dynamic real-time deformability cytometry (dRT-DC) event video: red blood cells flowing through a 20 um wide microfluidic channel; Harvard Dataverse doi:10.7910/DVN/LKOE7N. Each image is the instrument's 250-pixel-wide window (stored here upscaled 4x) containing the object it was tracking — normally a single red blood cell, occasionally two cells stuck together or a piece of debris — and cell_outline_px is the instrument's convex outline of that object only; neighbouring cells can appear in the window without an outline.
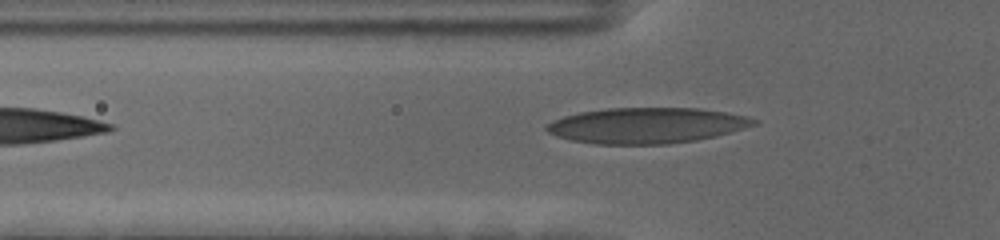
{"species": "human", "species_latin": "Homo sapiens", "temperature_condition": "cold", "stored_images_in_passage": 38, "camera_frame_rate_fps": 3000, "um_per_image_px": 0.085, "donor": {"sex": "female"}, "frame": {"image": 1, "passage_image": 4, "time_ms": 1.0, "image_size_px": [1000, 240], "cell_outline_px": [[760, 120], [756, 124], [744, 128], [716, 136], [696, 140], [668, 144], [592, 144], [572, 140], [556, 136], [548, 132], [544, 128], [552, 120], [564, 116], [580, 112], [608, 108], [696, 108], [724, 112], [744, 116]], "centroid_in_image_um": [54.93, 10.67], "position_along_channel_um": 70.9, "area_um2": 43.0}}
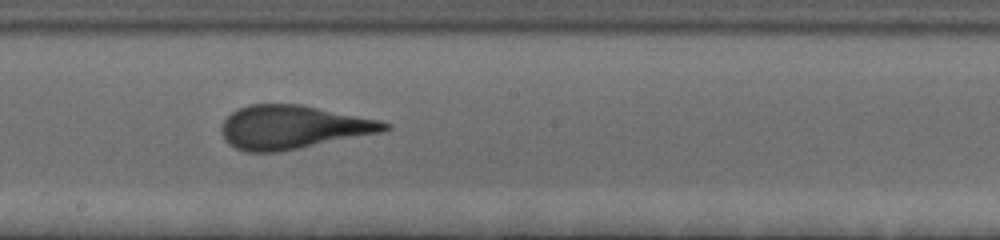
{"frame": {"image": 2, "passage_image": 17, "time_ms": 5.333, "image_size_px": [1000, 240], "cell_outline_px": [[392, 128], [380, 132], [280, 152], [244, 152], [228, 144], [224, 140], [220, 132], [220, 128], [224, 120], [236, 108], [248, 104], [300, 104], [380, 120], [392, 124]], "centroid_in_image_um": [24.85, 10.81], "position_along_channel_um": 223.4, "area_um2": 41.5}}
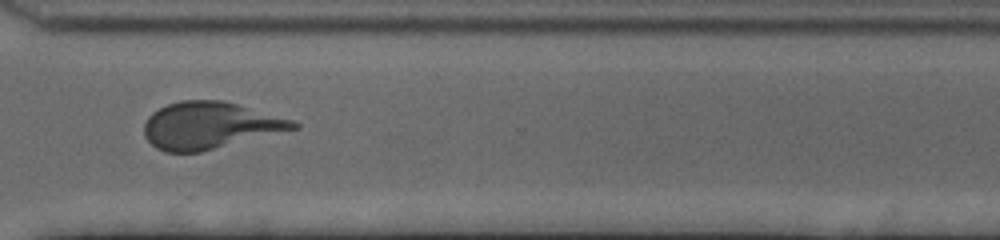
{"frame": {"image": 3, "passage_image": 28, "time_ms": 9.0, "image_size_px": [1000, 240], "cell_outline_px": [[300, 128], [200, 152], [164, 152], [156, 148], [144, 136], [144, 124], [148, 116], [152, 112], [168, 104], [180, 100], [224, 100], [292, 120], [300, 124]], "centroid_in_image_um": [17.82, 10.67], "position_along_channel_um": 352.8, "area_um2": 40.69}}